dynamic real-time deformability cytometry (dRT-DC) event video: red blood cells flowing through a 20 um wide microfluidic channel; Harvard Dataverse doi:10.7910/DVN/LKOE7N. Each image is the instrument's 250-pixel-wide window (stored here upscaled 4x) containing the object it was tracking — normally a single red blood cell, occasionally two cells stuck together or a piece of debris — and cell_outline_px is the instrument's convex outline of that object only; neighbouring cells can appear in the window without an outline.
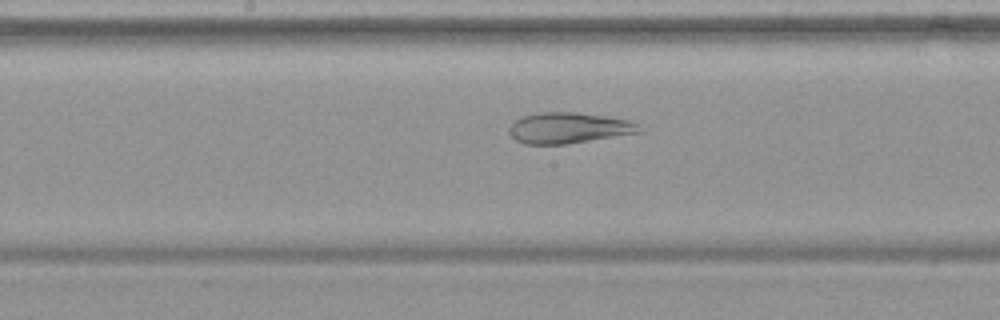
{"species": "common noctule bat (a hibernating species)", "species_latin": "Nyctalus noctula", "temperature_condition": "warm", "stored_images_in_passage": 40, "camera_frame_rate_fps": 3000, "um_per_image_px": 0.085, "animal": {"sex": "female", "body_mass_g": 19.9}, "frame": {"image": 1, "passage_image": 21, "time_ms": 6.667, "image_size_px": [1000, 320], "cell_outline_px": [[644, 132], [568, 144], [524, 144], [516, 140], [512, 136], [508, 128], [516, 120], [524, 116], [544, 112], [576, 112], [604, 116], [628, 120], [640, 124], [644, 128]], "centroid_in_image_um": [48.41, 10.88], "position_along_channel_um": 199.8, "area_um2": 23.47}}
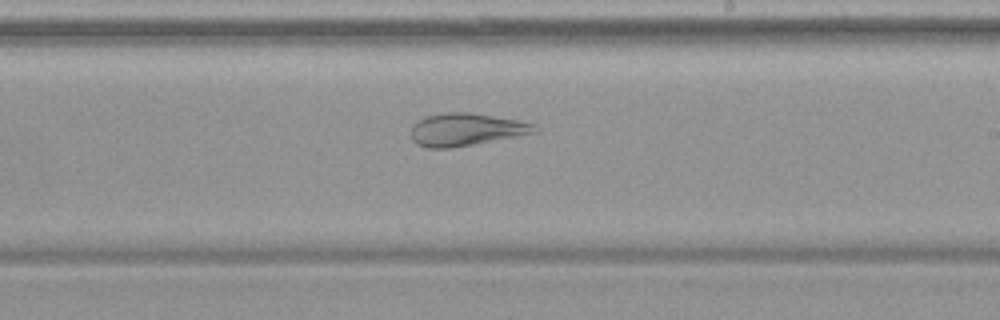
{"frame": {"image": 2, "passage_image": 25, "time_ms": 8.0, "image_size_px": [1000, 320], "cell_outline_px": [[540, 132], [452, 148], [428, 148], [416, 144], [412, 140], [412, 124], [416, 120], [424, 116], [444, 112], [468, 112], [520, 120], [536, 124]], "centroid_in_image_um": [39.62, 11.0], "position_along_channel_um": 249.4, "area_um2": 23.81}}
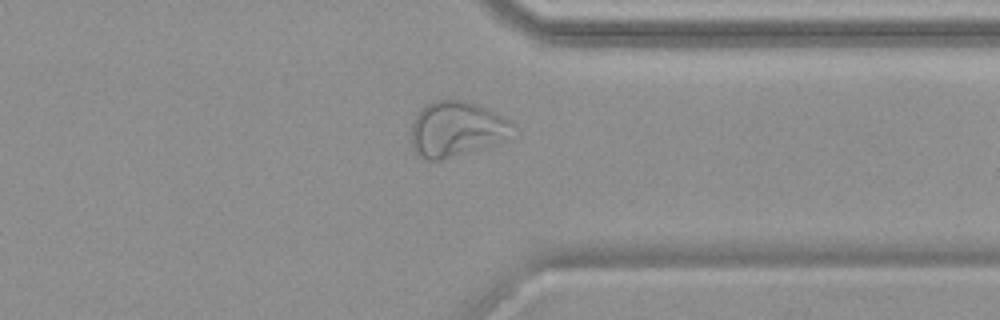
{"frame": {"image": 3, "passage_image": 35, "time_ms": 11.333, "image_size_px": [1000, 320], "cell_outline_px": [[520, 132], [500, 144], [440, 160], [428, 160], [416, 156], [412, 148], [412, 124], [416, 116], [424, 104], [436, 100], [464, 100], [476, 104], [512, 120], [520, 128]], "centroid_in_image_um": [38.91, 10.99], "position_along_channel_um": 372.5, "area_um2": 33.76}}